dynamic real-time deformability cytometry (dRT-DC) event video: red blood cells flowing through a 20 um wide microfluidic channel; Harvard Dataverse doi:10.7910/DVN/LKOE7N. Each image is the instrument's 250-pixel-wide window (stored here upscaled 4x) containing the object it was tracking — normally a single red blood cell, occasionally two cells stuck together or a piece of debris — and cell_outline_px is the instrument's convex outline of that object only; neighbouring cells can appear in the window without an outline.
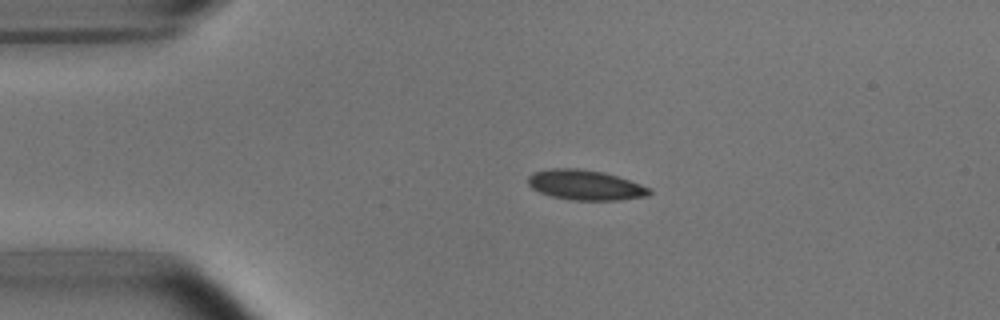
{"species": "common noctule bat (a hibernating species)", "species_latin": "Nyctalus noctula", "temperature_condition": "room temperature", "stored_images_in_passage": 4, "camera_frame_rate_fps": 3000, "um_per_image_px": 0.085, "animal": {"sex": "male", "body_mass_g": 15.6}, "frame": {"image": 1, "passage_image": 3, "time_ms": 0.667, "image_size_px": [1000, 320], "cell_outline_px": [[652, 192], [648, 196], [620, 200], [572, 200], [552, 196], [540, 192], [532, 188], [528, 184], [528, 176], [532, 172], [552, 168], [580, 168], [604, 172], [652, 188]], "centroid_in_image_um": [49.75, 15.72], "position_along_channel_um": 35.2, "area_um2": 21.33}}